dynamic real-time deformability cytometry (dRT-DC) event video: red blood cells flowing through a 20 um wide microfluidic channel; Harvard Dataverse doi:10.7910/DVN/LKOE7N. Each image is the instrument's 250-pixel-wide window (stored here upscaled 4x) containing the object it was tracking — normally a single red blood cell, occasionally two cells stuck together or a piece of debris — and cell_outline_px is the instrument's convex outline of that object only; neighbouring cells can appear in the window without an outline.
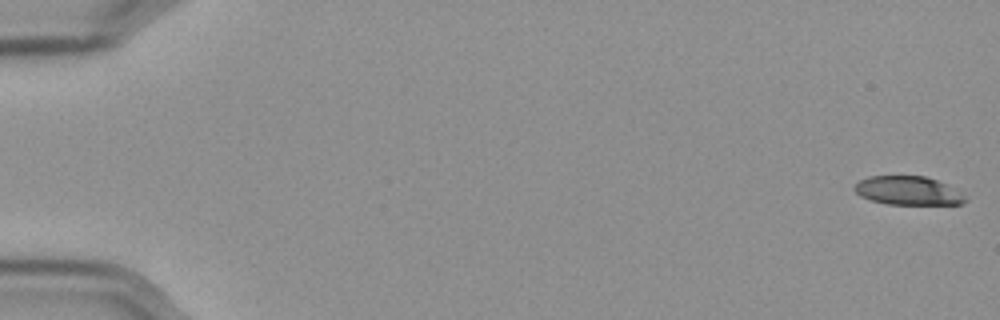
{"species": "Egyptian fruit bat (a non-hibernating species)", "species_latin": "Rousettus aegyptiacus", "temperature_condition": "cold", "stored_images_in_passage": 57, "camera_frame_rate_fps": 3000, "um_per_image_px": 0.085, "frame": {"image": 1, "passage_image": 1, "time_ms": 0.0, "image_size_px": [1000, 320], "cell_outline_px": [[968, 200], [960, 204], [888, 204], [872, 200], [860, 196], [852, 188], [860, 180], [868, 176], [924, 176], [936, 180], [964, 192]], "centroid_in_image_um": [77.21, 16.2], "position_along_channel_um": 7.8, "area_um2": 18.55}}
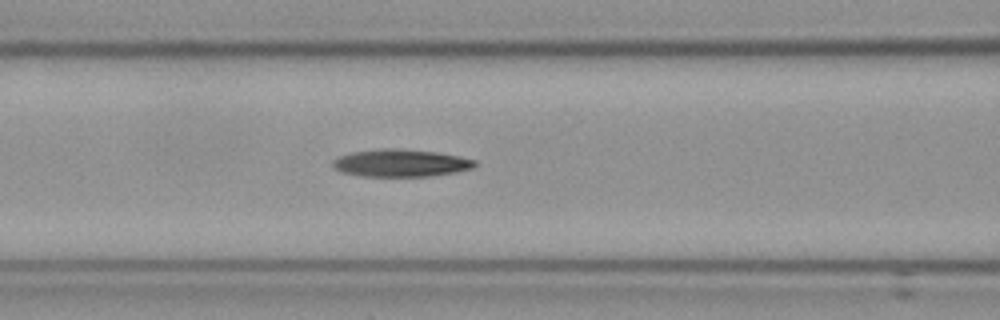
{"frame": {"image": 2, "passage_image": 25, "time_ms": 8.0, "image_size_px": [1000, 320], "cell_outline_px": [[476, 164], [472, 168], [456, 172], [428, 176], [364, 176], [340, 172], [332, 164], [332, 160], [340, 156], [352, 152], [380, 148], [400, 148], [436, 152], [476, 160]], "centroid_in_image_um": [34.04, 13.85], "position_along_channel_um": 132.6, "area_um2": 22.6}}
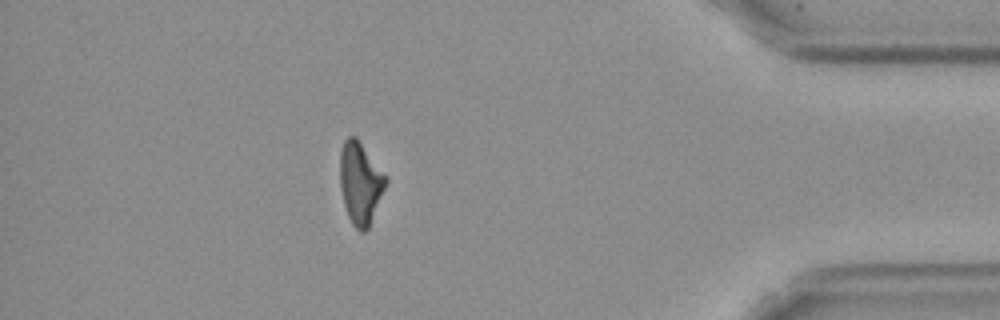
{"frame": {"image": 3, "passage_image": 51, "time_ms": 16.667, "image_size_px": [1000, 320], "cell_outline_px": [[388, 180], [368, 228], [364, 232], [360, 232], [352, 224], [348, 216], [344, 204], [340, 188], [340, 152], [344, 140], [348, 136], [356, 136], [388, 176]], "centroid_in_image_um": [30.63, 15.52], "position_along_channel_um": 404.6, "area_um2": 21.96}}